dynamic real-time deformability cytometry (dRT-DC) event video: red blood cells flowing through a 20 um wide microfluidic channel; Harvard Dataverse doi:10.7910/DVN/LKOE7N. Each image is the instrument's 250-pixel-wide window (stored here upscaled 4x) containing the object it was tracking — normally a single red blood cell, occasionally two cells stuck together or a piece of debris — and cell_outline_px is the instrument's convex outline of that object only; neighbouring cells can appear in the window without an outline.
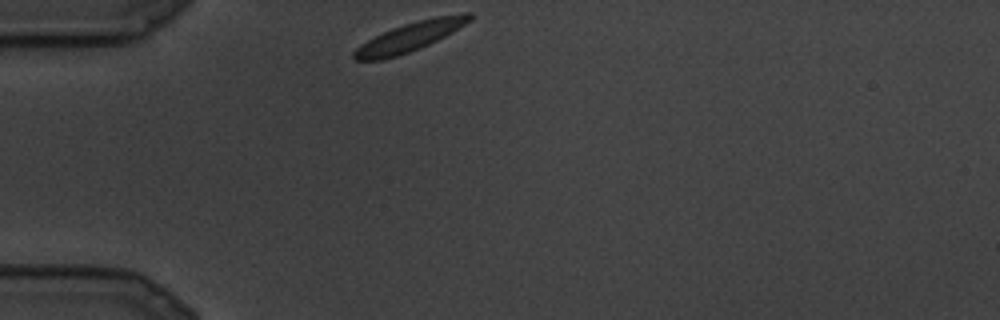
{"species": "common noctule bat (a hibernating species)", "species_latin": "Nyctalus noctula", "temperature_condition": "cold", "stored_images_in_passage": 7, "camera_frame_rate_fps": 3000, "um_per_image_px": 0.085, "animal": {"sex": "male", "body_mass_g": 19.5, "forearm_length_mm": 54.6}, "frame": {"image": 1, "passage_image": 1, "time_ms": 0.0, "image_size_px": [1000, 320], "cell_outline_px": [[472, 20], [452, 32], [420, 48], [396, 56], [380, 60], [356, 60], [352, 56], [352, 52], [360, 44], [392, 28], [416, 20], [436, 16], [464, 12], [472, 12]], "centroid_in_image_um": [34.86, 3.11], "position_along_channel_um": 50.1, "area_um2": 19.42}}
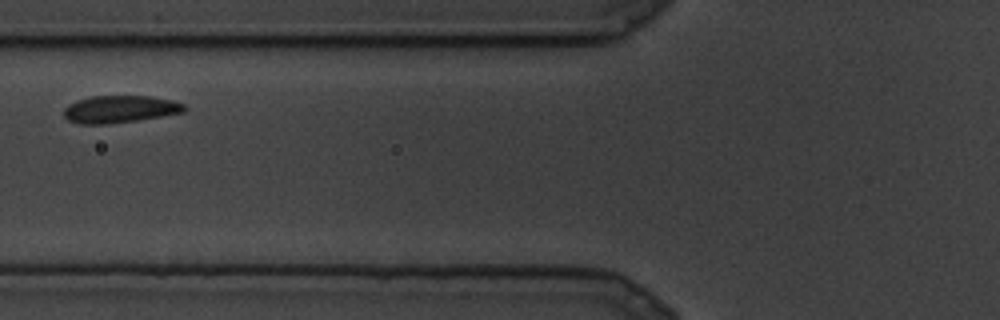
{"frame": {"image": 2, "passage_image": 4, "time_ms": 1.0, "image_size_px": [1000, 320], "cell_outline_px": [[188, 108], [184, 112], [136, 120], [108, 124], [80, 124], [68, 120], [64, 116], [64, 108], [68, 104], [76, 100], [92, 96], [148, 96], [172, 100], [184, 104]], "centroid_in_image_um": [10.17, 9.27], "position_along_channel_um": 115.6, "area_um2": 19.13}}
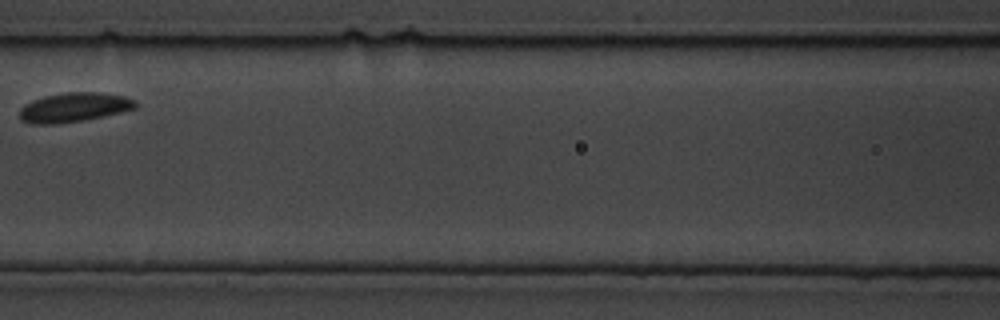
{"frame": {"image": 3, "passage_image": 6, "time_ms": 1.667, "image_size_px": [1000, 320], "cell_outline_px": [[136, 108], [120, 112], [84, 120], [52, 124], [32, 124], [20, 120], [20, 108], [24, 104], [32, 100], [44, 96], [68, 92], [92, 92], [124, 96], [136, 100]], "centroid_in_image_um": [6.25, 9.12], "position_along_channel_um": 160.4, "area_um2": 19.65}}